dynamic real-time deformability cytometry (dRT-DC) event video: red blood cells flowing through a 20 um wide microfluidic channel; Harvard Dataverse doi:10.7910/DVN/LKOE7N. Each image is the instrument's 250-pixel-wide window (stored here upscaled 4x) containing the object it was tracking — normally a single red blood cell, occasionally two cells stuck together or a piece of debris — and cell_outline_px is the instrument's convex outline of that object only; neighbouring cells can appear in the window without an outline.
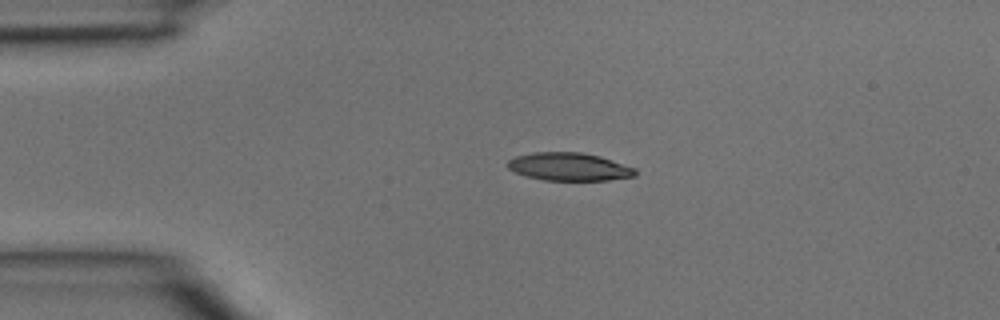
{"species": "common noctule bat (a hibernating species)", "species_latin": "Nyctalus noctula", "temperature_condition": "room temperature", "stored_images_in_passage": 3, "camera_frame_rate_fps": 3000, "um_per_image_px": 0.085, "animal": {"sex": "male", "body_mass_g": 15.6}, "frame": {"image": 1, "passage_image": 1, "time_ms": 0.0, "image_size_px": [1000, 320], "cell_outline_px": [[636, 176], [608, 180], [544, 180], [524, 176], [508, 168], [508, 160], [516, 156], [536, 152], [580, 152], [600, 156], [636, 168]], "centroid_in_image_um": [48.39, 14.17], "position_along_channel_um": 36.6, "area_um2": 20.75}}
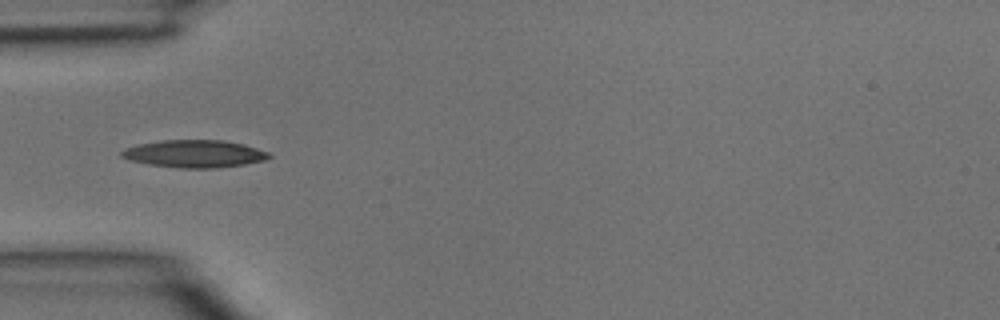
{"frame": {"image": 2, "passage_image": 2, "time_ms": 0.333, "image_size_px": [1000, 320], "cell_outline_px": [[272, 156], [264, 160], [244, 164], [216, 168], [180, 168], [148, 164], [128, 160], [120, 156], [120, 152], [124, 148], [140, 144], [160, 140], [220, 140], [244, 144], [268, 152]], "centroid_in_image_um": [16.49, 13.07], "position_along_channel_um": 68.5, "area_um2": 23.58}}